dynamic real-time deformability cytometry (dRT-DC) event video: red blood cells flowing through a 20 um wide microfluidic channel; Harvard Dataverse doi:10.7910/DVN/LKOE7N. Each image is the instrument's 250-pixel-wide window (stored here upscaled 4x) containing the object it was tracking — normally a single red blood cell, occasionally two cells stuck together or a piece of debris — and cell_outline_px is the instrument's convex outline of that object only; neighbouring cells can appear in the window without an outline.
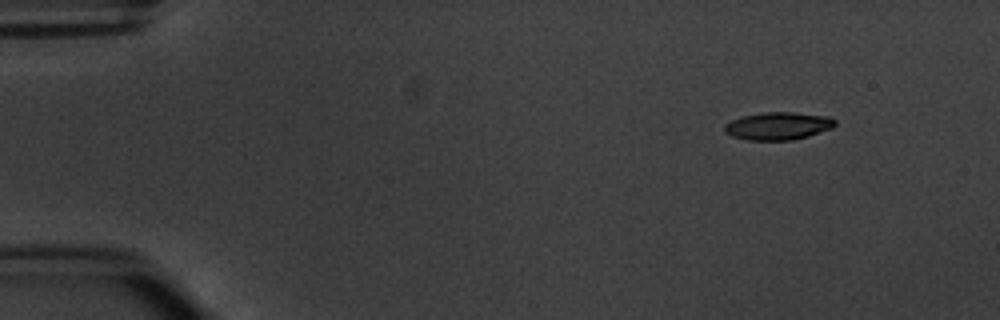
{"species": "common noctule bat (a hibernating species)", "species_latin": "Nyctalus noctula", "temperature_condition": "warm", "stored_images_in_passage": 4, "camera_frame_rate_fps": 3000, "um_per_image_px": 0.085, "animal": {"sex": "male", "body_mass_g": 20.1, "forearm_length_mm": 53.5}, "frame": {"image": 1, "passage_image": 2, "time_ms": 1.0, "image_size_px": [1000, 320], "cell_outline_px": [[836, 124], [832, 128], [808, 136], [792, 140], [748, 140], [732, 136], [724, 132], [724, 124], [732, 120], [744, 116], [764, 112], [792, 112], [828, 116], [836, 120]], "centroid_in_image_um": [66.14, 10.71], "position_along_channel_um": 18.9, "area_um2": 17.8}}
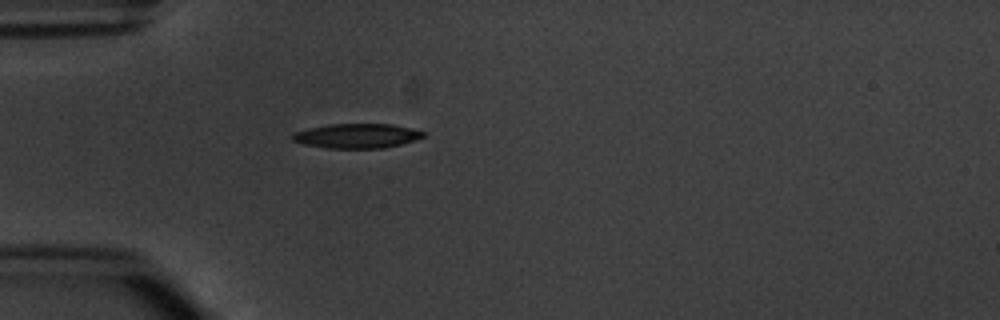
{"frame": {"image": 2, "passage_image": 4, "time_ms": 4.333, "image_size_px": [1000, 320], "cell_outline_px": [[424, 136], [416, 140], [384, 148], [328, 148], [304, 144], [292, 140], [288, 136], [292, 132], [308, 128], [328, 124], [388, 124], [408, 128], [424, 132]], "centroid_in_image_um": [30.25, 11.55], "position_along_channel_um": 54.8, "area_um2": 18.67}}